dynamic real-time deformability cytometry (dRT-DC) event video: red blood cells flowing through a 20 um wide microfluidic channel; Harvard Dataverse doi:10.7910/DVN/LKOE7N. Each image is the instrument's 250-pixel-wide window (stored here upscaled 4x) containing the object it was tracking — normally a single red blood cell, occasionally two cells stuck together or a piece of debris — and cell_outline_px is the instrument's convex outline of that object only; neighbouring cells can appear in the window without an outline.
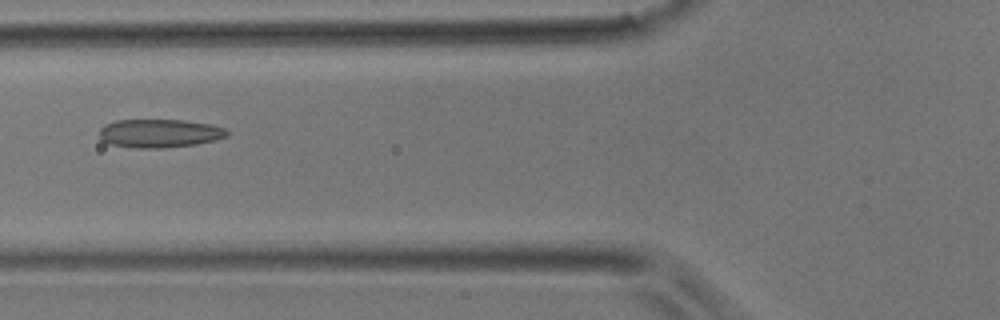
{"species": "common noctule bat (a hibernating species)", "species_latin": "Nyctalus noctula", "temperature_condition": "room temperature", "stored_images_in_passage": 5, "camera_frame_rate_fps": 3000, "um_per_image_px": 0.085, "animal": {"sex": "male", "body_mass_g": 17.9}, "frame": {"image": 1, "passage_image": 4, "time_ms": 1.0, "image_size_px": [1000, 320], "cell_outline_px": [[232, 132], [228, 136], [216, 140], [196, 144], [164, 148], [136, 148], [108, 144], [100, 140], [100, 128], [104, 124], [116, 120], [184, 120], [212, 124], [224, 128]], "centroid_in_image_um": [13.58, 11.33], "position_along_channel_um": 112.2, "area_um2": 21.5}}
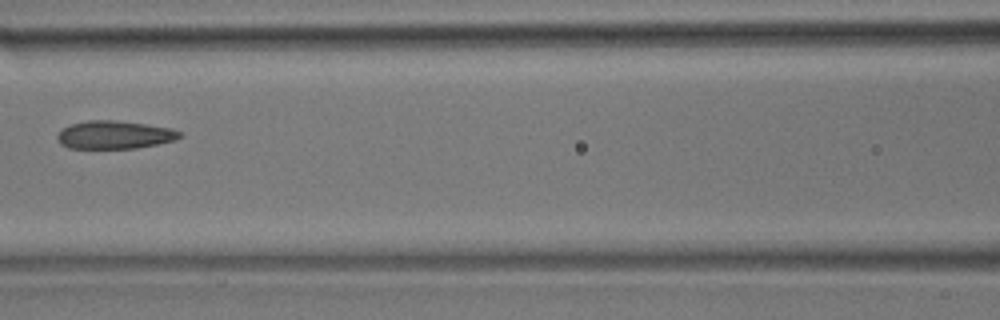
{"frame": {"image": 2, "passage_image": 5, "time_ms": 1.333, "image_size_px": [1000, 320], "cell_outline_px": [[184, 136], [176, 140], [136, 148], [68, 148], [60, 144], [56, 140], [56, 136], [64, 128], [72, 124], [88, 120], [116, 120], [172, 128], [180, 132]], "centroid_in_image_um": [9.74, 11.46], "position_along_channel_um": 156.9, "area_um2": 20.0}}